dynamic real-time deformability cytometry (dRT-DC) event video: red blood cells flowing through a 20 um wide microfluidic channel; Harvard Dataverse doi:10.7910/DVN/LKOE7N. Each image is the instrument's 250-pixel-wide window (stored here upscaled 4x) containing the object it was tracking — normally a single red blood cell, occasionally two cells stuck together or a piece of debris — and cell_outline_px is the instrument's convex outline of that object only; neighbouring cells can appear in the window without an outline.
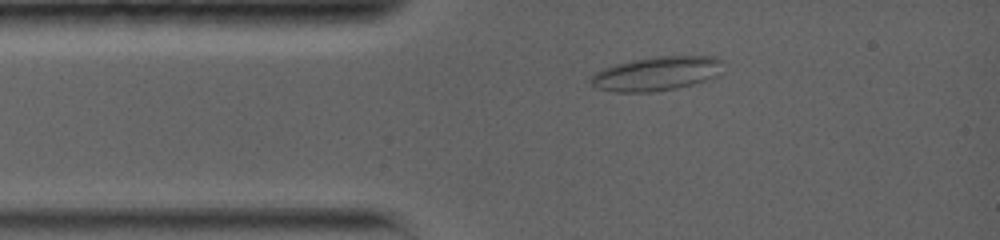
{"species": "common noctule bat (a hibernating species)", "species_latin": "Nyctalus noctula", "temperature_condition": "warm", "stored_images_in_passage": 5, "camera_frame_rate_fps": 5000, "um_per_image_px": 0.085, "animal": {"sex": "female", "body_mass_g": 19.0, "forearm_length_mm": 56.7}, "frame": {"image": 1, "passage_image": 1, "time_ms": 0.0, "image_size_px": [1000, 240], "cell_outline_px": [[724, 60], [720, 76], [692, 84], [676, 88], [652, 92], [616, 92], [596, 88], [588, 80], [596, 72], [604, 68], [616, 64], [632, 60], [652, 56], [716, 56]], "centroid_in_image_um": [55.86, 6.25], "position_along_channel_um": 29.1, "area_um2": 26.53}}
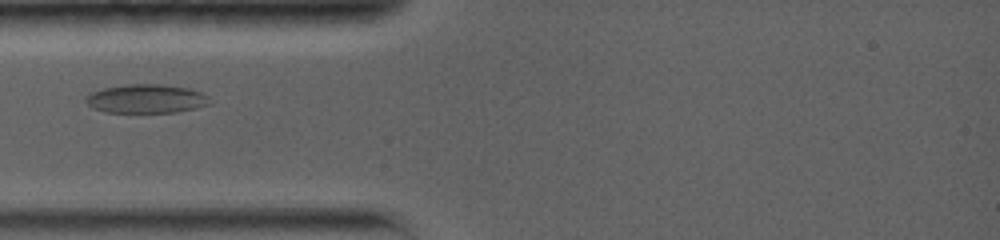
{"frame": {"image": 2, "passage_image": 3, "time_ms": 1.6, "image_size_px": [1000, 240], "cell_outline_px": [[212, 104], [196, 108], [176, 112], [104, 112], [92, 108], [84, 100], [92, 92], [104, 88], [128, 84], [156, 84], [188, 88], [200, 92], [208, 96]], "centroid_in_image_um": [12.45, 8.4], "position_along_channel_um": 72.6, "area_um2": 20.69}}
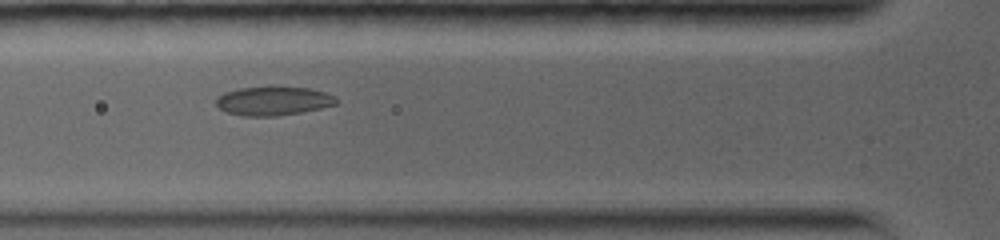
{"frame": {"image": 3, "passage_image": 4, "time_ms": 2.4, "image_size_px": [1000, 240], "cell_outline_px": [[340, 100], [336, 104], [320, 108], [300, 112], [276, 116], [244, 116], [224, 112], [216, 104], [216, 100], [224, 92], [240, 88], [268, 84], [276, 84], [308, 88], [324, 92], [336, 96]], "centroid_in_image_um": [23.24, 8.53], "position_along_channel_um": 102.6, "area_um2": 20.92}}